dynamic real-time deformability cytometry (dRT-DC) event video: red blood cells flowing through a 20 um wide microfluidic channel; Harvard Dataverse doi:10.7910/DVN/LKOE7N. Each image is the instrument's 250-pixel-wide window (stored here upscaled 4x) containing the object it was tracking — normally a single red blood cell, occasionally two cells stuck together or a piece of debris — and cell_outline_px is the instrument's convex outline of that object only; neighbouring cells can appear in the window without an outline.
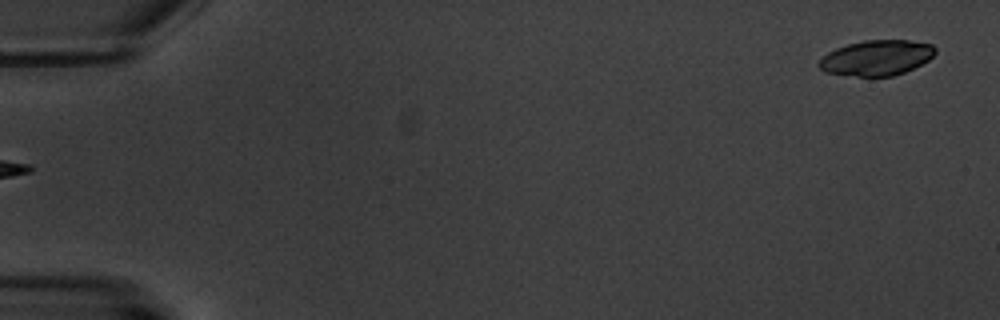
{"species": "common noctule bat (a hibernating species)", "species_latin": "Nyctalus noctula", "temperature_condition": "warm", "stored_images_in_passage": 7, "segment_of_instrument_passage": [2, 2], "camera_frame_rate_fps": 3000, "um_per_image_px": 0.085, "animal": {"sex": "male", "body_mass_g": 20.1, "forearm_length_mm": 53.5}, "frame": {"image": 1, "passage_image": 7, "time_ms": 7.333, "image_size_px": [1000, 320], "cell_outline_px": [[936, 52], [928, 60], [904, 72], [892, 76], [856, 76], [824, 72], [816, 64], [828, 52], [836, 48], [848, 44], [864, 40], [908, 40], [932, 44], [936, 48]], "centroid_in_image_um": [74.5, 4.91], "position_along_channel_um": 10.5, "area_um2": 23.81}}